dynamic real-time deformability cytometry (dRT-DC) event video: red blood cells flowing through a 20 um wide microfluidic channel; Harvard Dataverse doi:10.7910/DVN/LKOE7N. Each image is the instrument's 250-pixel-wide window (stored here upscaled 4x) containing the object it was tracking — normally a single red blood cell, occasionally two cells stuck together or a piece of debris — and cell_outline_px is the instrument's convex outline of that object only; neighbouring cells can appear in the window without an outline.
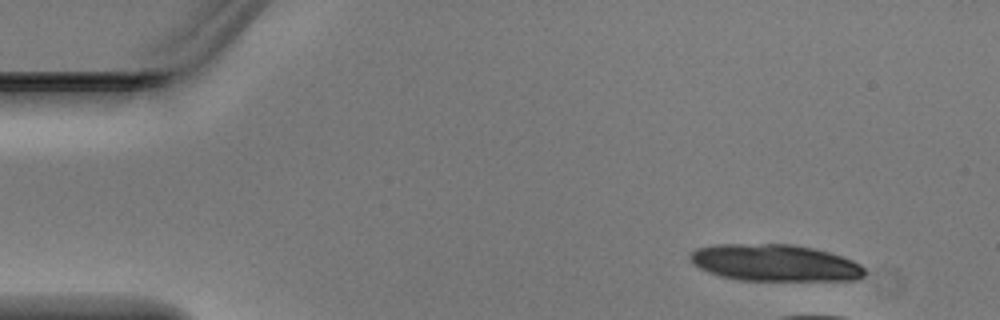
{"species": "Egyptian fruit bat (a non-hibernating species)", "species_latin": "Rousettus aegyptiacus", "temperature_condition": "warm", "stored_images_in_passage": 5, "camera_frame_rate_fps": 3000, "um_per_image_px": 0.085, "animal": {"sex": "male"}, "frame": {"image": 1, "passage_image": 1, "time_ms": 0.0, "image_size_px": [1000, 320], "cell_outline_px": [[864, 276], [860, 280], [736, 280], [720, 276], [708, 272], [692, 264], [688, 260], [688, 256], [696, 248], [716, 244], [792, 244], [812, 248], [828, 252], [852, 260], [860, 264], [864, 268]], "centroid_in_image_um": [65.82, 22.34], "position_along_channel_um": 19.2, "area_um2": 37.57}}